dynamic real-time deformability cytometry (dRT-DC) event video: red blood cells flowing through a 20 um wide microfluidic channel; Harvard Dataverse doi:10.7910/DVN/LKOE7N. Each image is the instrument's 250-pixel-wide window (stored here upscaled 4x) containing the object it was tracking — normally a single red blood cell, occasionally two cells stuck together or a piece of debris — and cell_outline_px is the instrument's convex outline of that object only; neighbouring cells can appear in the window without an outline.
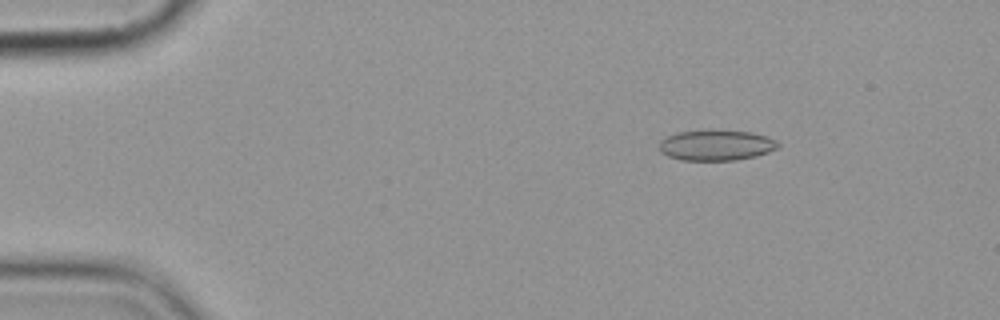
{"species": "common noctule bat (a hibernating species)", "species_latin": "Nyctalus noctula", "temperature_condition": "cold", "stored_images_in_passage": 15, "camera_frame_rate_fps": 3000, "um_per_image_px": 0.085, "animal": {"sex": "female", "body_mass_g": 19.9}, "frame": {"image": 1, "passage_image": 3, "time_ms": 2.333, "image_size_px": [1000, 320], "cell_outline_px": [[780, 148], [756, 156], [736, 160], [680, 160], [668, 156], [660, 152], [660, 140], [664, 136], [676, 132], [712, 128], [752, 132], [768, 136], [776, 140], [780, 144]], "centroid_in_image_um": [60.88, 12.31], "position_along_channel_um": 24.1, "area_um2": 21.96}}
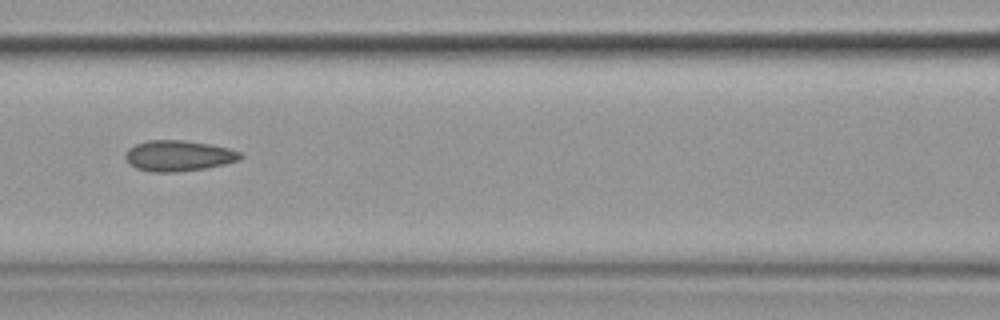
{"frame": {"image": 2, "passage_image": 7, "time_ms": 8.0, "image_size_px": [1000, 320], "cell_outline_px": [[244, 156], [240, 160], [224, 164], [204, 168], [176, 172], [152, 172], [136, 168], [124, 156], [124, 152], [128, 148], [136, 144], [148, 140], [184, 140], [212, 144], [228, 148], [240, 152]], "centroid_in_image_um": [15.18, 13.23], "position_along_channel_um": 151.4, "area_um2": 20.63}}
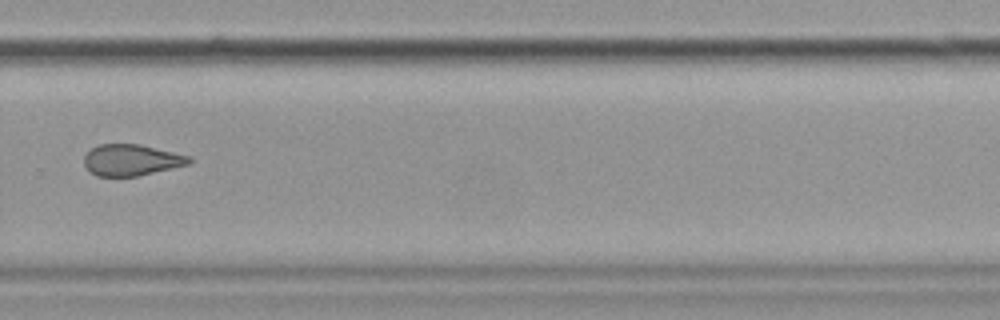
{"frame": {"image": 3, "passage_image": 11, "time_ms": 12.667, "image_size_px": [1000, 320], "cell_outline_px": [[192, 164], [140, 176], [96, 176], [84, 164], [84, 156], [92, 148], [100, 144], [140, 144], [188, 156], [192, 160]], "centroid_in_image_um": [11.2, 13.61], "position_along_channel_um": 318.6, "area_um2": 19.13}, "authors_computed_cell_mechanics": {"area_um2": 20.6346, "velocity_mm_per_s": 3.6082, "shape_relaxation_time_tau1_ms": null, "shape_relaxation_time_tau2_ms": 3.1296, "deformation_change_tau1": null, "deformation_change_tau2": 0.0755}}